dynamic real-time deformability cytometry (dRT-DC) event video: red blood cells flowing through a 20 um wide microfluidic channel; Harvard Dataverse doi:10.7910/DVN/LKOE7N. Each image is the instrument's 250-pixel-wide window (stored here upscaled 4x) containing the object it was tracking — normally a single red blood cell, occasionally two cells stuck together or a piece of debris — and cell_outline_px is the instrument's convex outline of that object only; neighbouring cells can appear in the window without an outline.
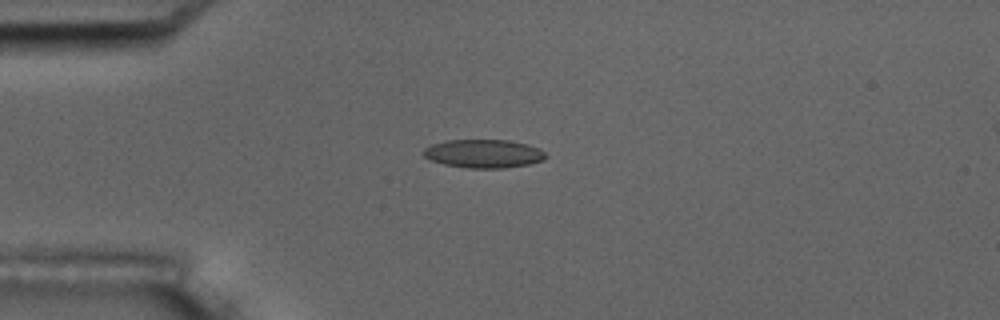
{"species": "common noctule bat (a hibernating species)", "species_latin": "Nyctalus noctula", "temperature_condition": "room temperature", "stored_images_in_passage": 9, "camera_frame_rate_fps": 3000, "um_per_image_px": 0.085, "animal": {"sex": "male", "body_mass_g": 17.5, "forearm_length_mm": 52.3}, "frame": {"image": 1, "passage_image": 4, "time_ms": 3.667, "image_size_px": [1000, 320], "cell_outline_px": [[548, 156], [544, 160], [528, 164], [504, 168], [468, 168], [444, 164], [428, 160], [420, 152], [424, 148], [432, 144], [448, 140], [508, 140], [540, 148]], "centroid_in_image_um": [41.07, 13.06], "position_along_channel_um": 43.9, "area_um2": 20.35}}
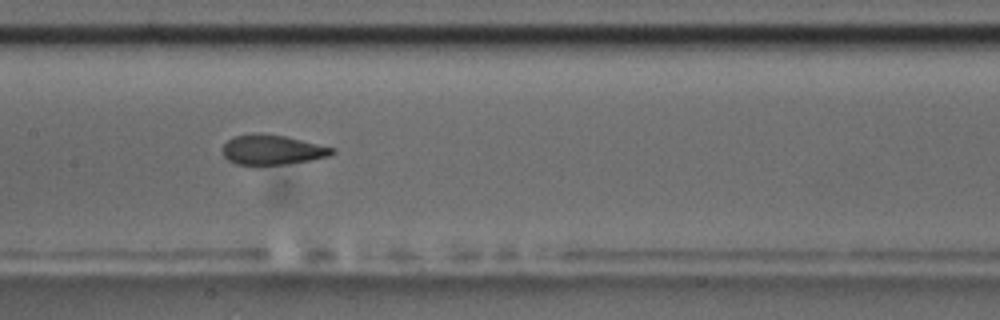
{"frame": {"image": 2, "passage_image": 8, "time_ms": 8.0, "image_size_px": [1000, 320], "cell_outline_px": [[336, 152], [328, 156], [288, 164], [236, 164], [228, 160], [224, 156], [224, 144], [228, 140], [236, 136], [284, 136], [336, 148]], "centroid_in_image_um": [23.2, 12.77], "position_along_channel_um": 184.2, "area_um2": 18.09}}